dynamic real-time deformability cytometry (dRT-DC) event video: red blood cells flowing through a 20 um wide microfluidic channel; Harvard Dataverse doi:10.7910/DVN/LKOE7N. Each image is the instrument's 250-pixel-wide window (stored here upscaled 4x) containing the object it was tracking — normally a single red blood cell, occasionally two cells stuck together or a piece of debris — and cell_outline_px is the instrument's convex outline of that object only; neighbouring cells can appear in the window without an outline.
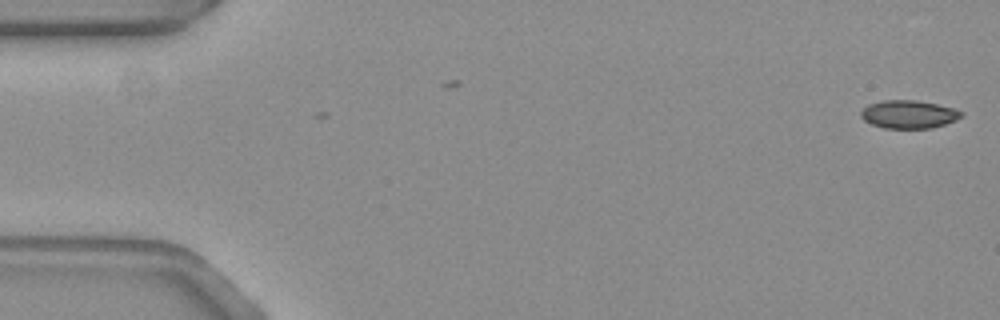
{"species": "common noctule bat (a hibernating species)", "species_latin": "Nyctalus noctula", "temperature_condition": "warm", "stored_images_in_passage": 3, "camera_frame_rate_fps": 3000, "um_per_image_px": 0.085, "animal": {"sex": "female", "body_mass_g": 19.3, "forearm_length_mm": 54.1}, "frame": {"image": 1, "passage_image": 3, "time_ms": 0.667, "image_size_px": [1000, 320], "cell_outline_px": [[964, 116], [956, 120], [932, 128], [884, 128], [872, 124], [864, 120], [860, 116], [860, 112], [868, 104], [884, 100], [916, 100], [936, 104], [952, 108], [964, 112]], "centroid_in_image_um": [77.24, 9.71], "position_along_channel_um": 7.8, "area_um2": 16.42}}